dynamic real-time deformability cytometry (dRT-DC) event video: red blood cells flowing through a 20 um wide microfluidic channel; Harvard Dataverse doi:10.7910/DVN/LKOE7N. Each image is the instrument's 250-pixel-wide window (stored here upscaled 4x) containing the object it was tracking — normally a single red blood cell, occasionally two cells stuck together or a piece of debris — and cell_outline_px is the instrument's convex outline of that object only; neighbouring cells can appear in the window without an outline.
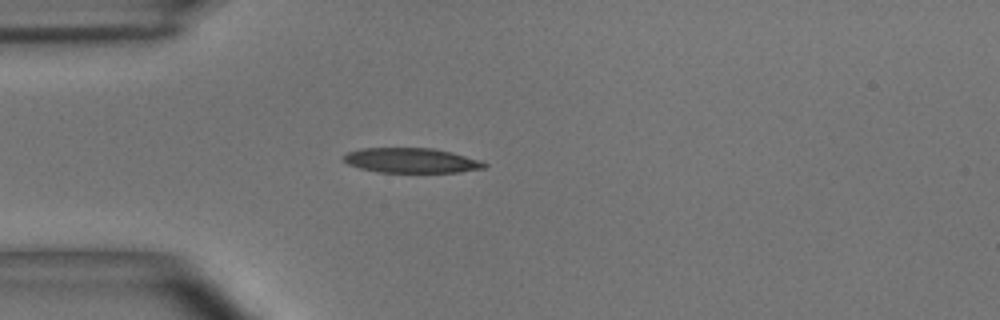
{"species": "common noctule bat (a hibernating species)", "species_latin": "Nyctalus noctula", "temperature_condition": "room temperature", "stored_images_in_passage": 35, "camera_frame_rate_fps": 3000, "um_per_image_px": 0.085, "animal": {"sex": "male", "body_mass_g": 15.6}, "frame": {"image": 1, "passage_image": 1, "time_ms": 0.0, "image_size_px": [1000, 320], "cell_outline_px": [[488, 164], [484, 168], [460, 172], [380, 172], [360, 168], [348, 164], [340, 156], [348, 152], [360, 148], [432, 148], [452, 152], [480, 160]], "centroid_in_image_um": [34.95, 13.63], "position_along_channel_um": 50.1, "area_um2": 20.4}}
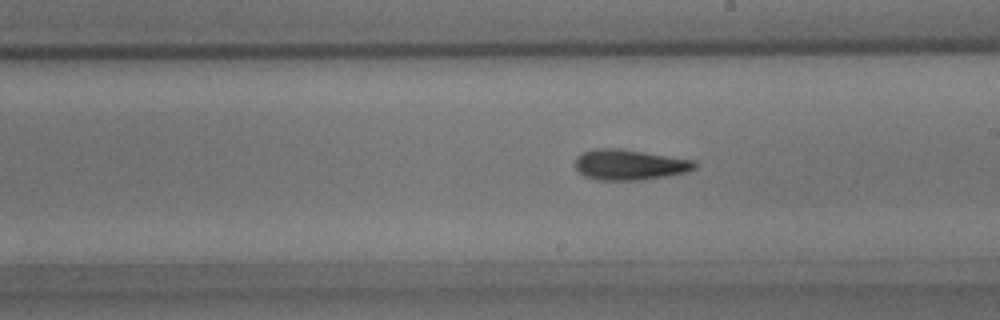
{"frame": {"image": 2, "passage_image": 17, "time_ms": 5.333, "image_size_px": [1000, 320], "cell_outline_px": [[696, 168], [688, 172], [668, 176], [640, 180], [596, 180], [584, 176], [576, 168], [576, 156], [592, 148], [620, 148], [696, 160]], "centroid_in_image_um": [53.53, 14.0], "position_along_channel_um": 235.5, "area_um2": 21.5}}
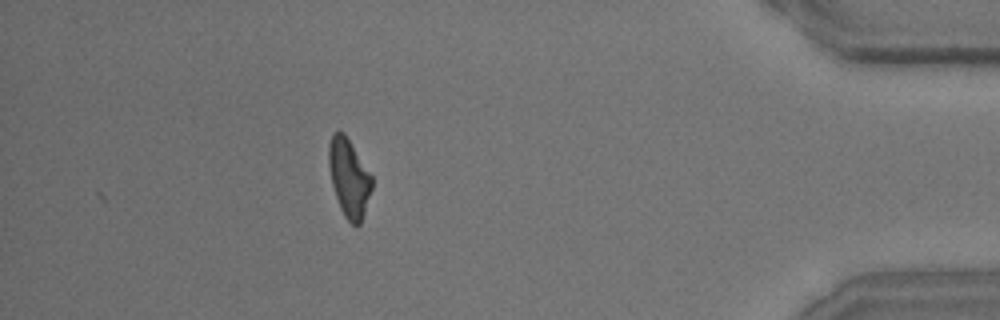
{"frame": {"image": 3, "passage_image": 35, "time_ms": 11.333, "image_size_px": [1000, 320], "cell_outline_px": [[372, 188], [360, 224], [356, 228], [344, 216], [340, 208], [332, 184], [328, 164], [328, 144], [332, 132], [344, 132], [372, 176]], "centroid_in_image_um": [29.65, 15.11], "position_along_channel_um": 405.6, "area_um2": 19.54}, "authors_computed_cell_mechanics": {"area_um2": 20.4034, "velocity_mm_per_s": 3.6463, "shape_relaxation_time_tau1_ms": 5.6915, "shape_relaxation_time_tau2_ms": 3.3043, "deformation_change_tau1": 0.1874, "deformation_change_tau2": 0.135}}